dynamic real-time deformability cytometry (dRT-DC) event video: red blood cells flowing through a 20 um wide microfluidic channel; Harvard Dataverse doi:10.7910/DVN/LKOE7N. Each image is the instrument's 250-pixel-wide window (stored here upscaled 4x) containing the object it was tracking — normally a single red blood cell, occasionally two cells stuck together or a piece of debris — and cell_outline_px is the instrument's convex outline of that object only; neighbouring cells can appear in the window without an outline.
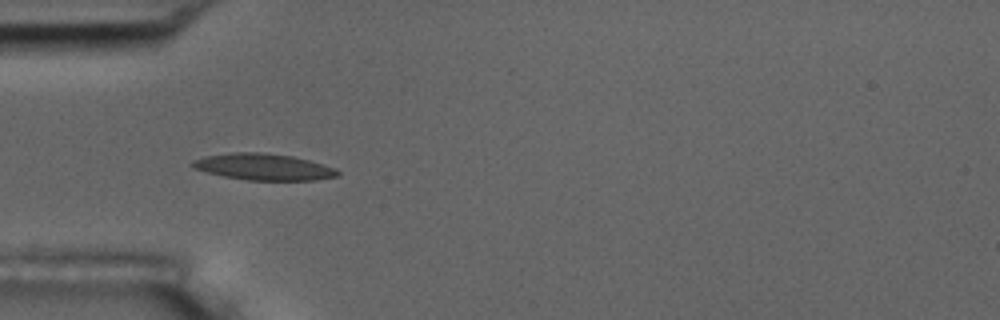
{"species": "common noctule bat (a hibernating species)", "species_latin": "Nyctalus noctula", "temperature_condition": "room temperature", "stored_images_in_passage": 8, "camera_frame_rate_fps": 3000, "um_per_image_px": 0.085, "animal": {"sex": "male", "body_mass_g": 17.5, "forearm_length_mm": 52.3}, "frame": {"image": 1, "passage_image": 5, "time_ms": 4.333, "image_size_px": [1000, 320], "cell_outline_px": [[340, 172], [336, 176], [316, 180], [248, 180], [224, 176], [192, 168], [188, 164], [192, 160], [204, 156], [232, 152], [260, 152], [292, 156], [308, 160], [336, 168]], "centroid_in_image_um": [22.36, 14.18], "position_along_channel_um": 62.6, "area_um2": 22.37}}
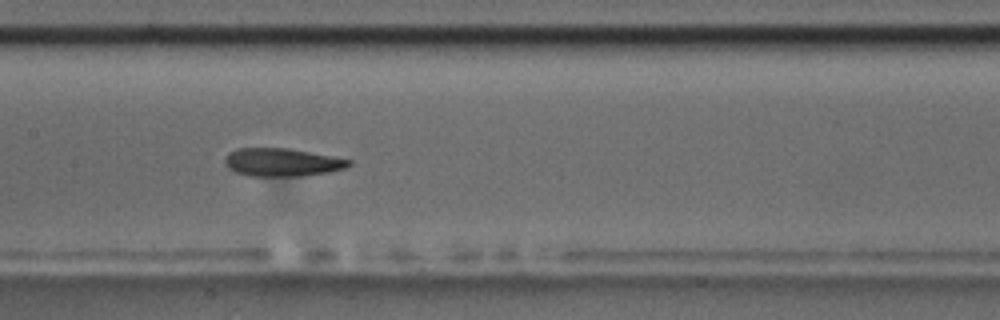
{"frame": {"image": 2, "passage_image": 8, "time_ms": 7.667, "image_size_px": [1000, 320], "cell_outline_px": [[352, 164], [344, 168], [328, 172], [300, 176], [248, 176], [236, 172], [228, 168], [224, 164], [224, 160], [228, 152], [236, 148], [288, 148], [332, 156], [352, 160]], "centroid_in_image_um": [23.93, 13.79], "position_along_channel_um": 183.5, "area_um2": 20.35}}